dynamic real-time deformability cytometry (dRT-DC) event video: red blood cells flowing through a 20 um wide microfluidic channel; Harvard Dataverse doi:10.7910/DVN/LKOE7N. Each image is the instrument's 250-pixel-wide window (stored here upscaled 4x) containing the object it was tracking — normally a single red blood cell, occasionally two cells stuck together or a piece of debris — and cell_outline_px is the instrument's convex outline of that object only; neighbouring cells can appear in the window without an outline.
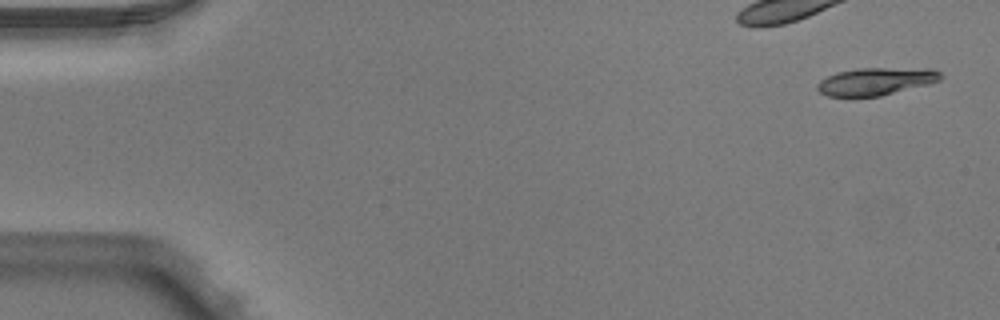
{"species": "Egyptian fruit bat (a non-hibernating species)", "species_latin": "Rousettus aegyptiacus", "temperature_condition": "warm", "stored_images_in_passage": 4, "camera_frame_rate_fps": 3000, "um_per_image_px": 0.085, "animal": {"sex": "male"}, "frame": {"image": 1, "passage_image": 1, "time_ms": 0.0, "image_size_px": [1000, 320], "cell_outline_px": [[944, 76], [940, 80], [928, 84], [880, 96], [828, 96], [820, 92], [816, 88], [816, 84], [820, 80], [836, 72], [860, 68], [928, 68], [940, 72]], "centroid_in_image_um": [74.45, 6.91], "position_along_channel_um": 10.5, "area_um2": 19.77}}